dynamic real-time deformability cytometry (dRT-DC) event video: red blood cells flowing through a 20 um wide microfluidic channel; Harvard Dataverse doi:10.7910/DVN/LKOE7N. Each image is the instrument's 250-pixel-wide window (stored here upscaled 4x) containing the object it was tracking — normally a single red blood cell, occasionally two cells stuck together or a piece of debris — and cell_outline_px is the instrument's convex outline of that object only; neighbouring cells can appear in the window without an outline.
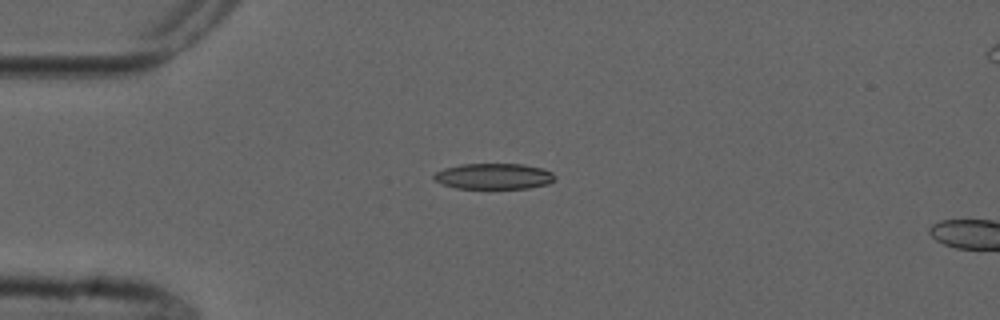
{"species": "common noctule bat (a hibernating species)", "species_latin": "Nyctalus noctula", "temperature_condition": "cold", "stored_images_in_passage": 2, "camera_frame_rate_fps": 3000, "um_per_image_px": 0.085, "animal": {"sex": "male", "forearm_length_mm": 52.5}, "frame": {"image": 1, "passage_image": 1, "time_ms": 0.0, "image_size_px": [1000, 320], "cell_outline_px": [[556, 180], [548, 184], [528, 188], [456, 188], [444, 184], [436, 180], [432, 176], [436, 172], [444, 168], [460, 164], [524, 164], [544, 168], [552, 172], [556, 176]], "centroid_in_image_um": [42.03, 14.97], "position_along_channel_um": 43.0, "area_um2": 18.26}}